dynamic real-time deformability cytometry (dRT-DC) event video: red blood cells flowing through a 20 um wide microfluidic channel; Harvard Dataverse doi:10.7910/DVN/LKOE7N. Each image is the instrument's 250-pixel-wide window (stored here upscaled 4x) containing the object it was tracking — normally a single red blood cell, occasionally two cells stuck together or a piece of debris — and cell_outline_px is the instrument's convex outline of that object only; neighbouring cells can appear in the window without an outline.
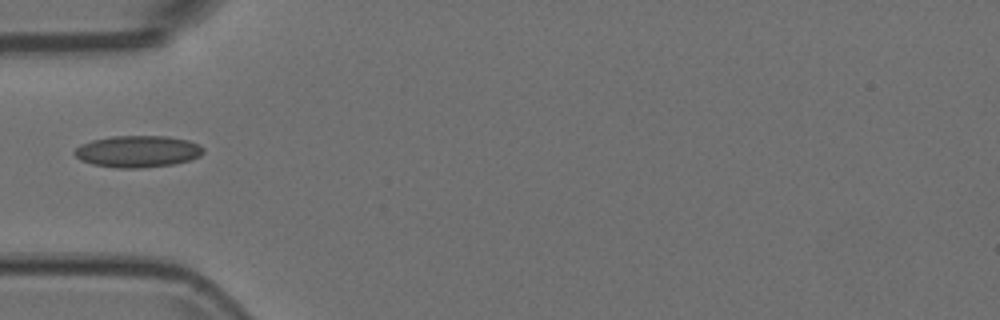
{"species": "Egyptian fruit bat (a non-hibernating species)", "species_latin": "Rousettus aegyptiacus", "temperature_condition": "room temperature", "stored_images_in_passage": 22, "camera_frame_rate_fps": 3000, "um_per_image_px": 0.085, "animal": {"sex": "female"}, "frame": {"image": 1, "passage_image": 1, "time_ms": 0.0, "image_size_px": [1000, 320], "cell_outline_px": [[204, 152], [200, 156], [192, 160], [172, 164], [140, 168], [116, 168], [92, 164], [80, 160], [72, 152], [80, 144], [92, 140], [112, 136], [168, 136], [188, 140], [200, 144], [204, 148]], "centroid_in_image_um": [11.72, 12.87], "position_along_channel_um": 73.3, "area_um2": 24.04}}
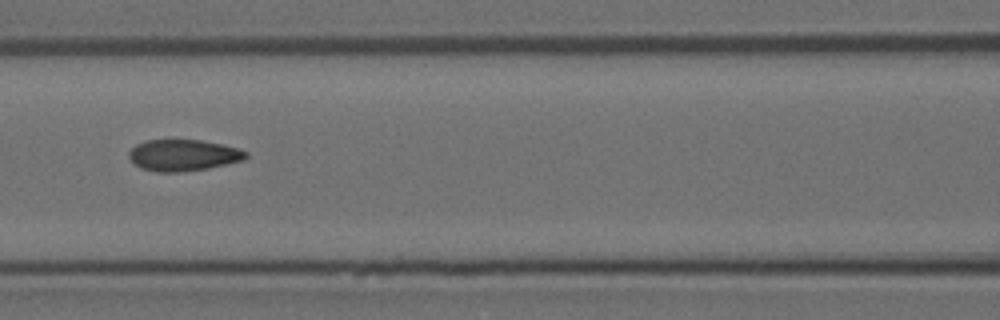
{"frame": {"image": 2, "passage_image": 7, "time_ms": 2.0, "image_size_px": [1000, 320], "cell_outline_px": [[248, 156], [244, 160], [208, 168], [180, 172], [156, 172], [140, 168], [128, 156], [128, 152], [136, 144], [144, 140], [200, 140], [240, 148], [248, 152]], "centroid_in_image_um": [15.58, 13.19], "position_along_channel_um": 151.0, "area_um2": 21.44}}
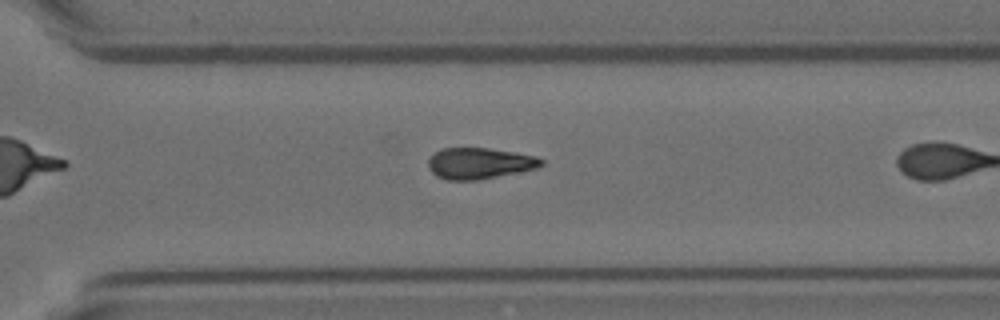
{"frame": {"image": 3, "passage_image": 18, "time_ms": 5.667, "image_size_px": [1000, 320], "cell_outline_px": [[544, 164], [540, 168], [476, 180], [448, 180], [436, 176], [428, 168], [428, 160], [440, 148], [488, 148], [536, 156], [544, 160]], "centroid_in_image_um": [40.77, 13.88], "position_along_channel_um": 329.8, "area_um2": 20.52}}